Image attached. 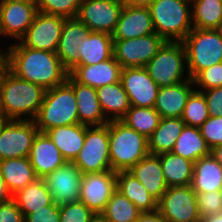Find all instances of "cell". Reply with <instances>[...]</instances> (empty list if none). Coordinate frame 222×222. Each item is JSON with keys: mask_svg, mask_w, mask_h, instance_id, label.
I'll return each mask as SVG.
<instances>
[{"mask_svg": "<svg viewBox=\"0 0 222 222\" xmlns=\"http://www.w3.org/2000/svg\"><path fill=\"white\" fill-rule=\"evenodd\" d=\"M181 118L185 125L198 128L209 118L207 103L201 92L195 89L190 94Z\"/></svg>", "mask_w": 222, "mask_h": 222, "instance_id": "38", "label": "cell"}, {"mask_svg": "<svg viewBox=\"0 0 222 222\" xmlns=\"http://www.w3.org/2000/svg\"><path fill=\"white\" fill-rule=\"evenodd\" d=\"M161 116L154 108L131 106L121 119L128 127L144 135L147 139L159 126Z\"/></svg>", "mask_w": 222, "mask_h": 222, "instance_id": "37", "label": "cell"}, {"mask_svg": "<svg viewBox=\"0 0 222 222\" xmlns=\"http://www.w3.org/2000/svg\"><path fill=\"white\" fill-rule=\"evenodd\" d=\"M142 212L117 189L100 216L107 222H136Z\"/></svg>", "mask_w": 222, "mask_h": 222, "instance_id": "36", "label": "cell"}, {"mask_svg": "<svg viewBox=\"0 0 222 222\" xmlns=\"http://www.w3.org/2000/svg\"><path fill=\"white\" fill-rule=\"evenodd\" d=\"M1 36H4V35H3V33H2L1 24H0V37H1Z\"/></svg>", "mask_w": 222, "mask_h": 222, "instance_id": "56", "label": "cell"}, {"mask_svg": "<svg viewBox=\"0 0 222 222\" xmlns=\"http://www.w3.org/2000/svg\"><path fill=\"white\" fill-rule=\"evenodd\" d=\"M96 93L101 110L109 121L121 120L131 107L121 81L99 87Z\"/></svg>", "mask_w": 222, "mask_h": 222, "instance_id": "29", "label": "cell"}, {"mask_svg": "<svg viewBox=\"0 0 222 222\" xmlns=\"http://www.w3.org/2000/svg\"><path fill=\"white\" fill-rule=\"evenodd\" d=\"M67 162H73L84 145L85 125L71 124L45 132Z\"/></svg>", "mask_w": 222, "mask_h": 222, "instance_id": "26", "label": "cell"}, {"mask_svg": "<svg viewBox=\"0 0 222 222\" xmlns=\"http://www.w3.org/2000/svg\"><path fill=\"white\" fill-rule=\"evenodd\" d=\"M45 92L43 87L19 78L6 68L0 73V116L7 120H34Z\"/></svg>", "mask_w": 222, "mask_h": 222, "instance_id": "2", "label": "cell"}, {"mask_svg": "<svg viewBox=\"0 0 222 222\" xmlns=\"http://www.w3.org/2000/svg\"><path fill=\"white\" fill-rule=\"evenodd\" d=\"M65 17L37 12L20 42L31 49L57 52Z\"/></svg>", "mask_w": 222, "mask_h": 222, "instance_id": "13", "label": "cell"}, {"mask_svg": "<svg viewBox=\"0 0 222 222\" xmlns=\"http://www.w3.org/2000/svg\"><path fill=\"white\" fill-rule=\"evenodd\" d=\"M12 199L24 216L42 209V207L54 204L52 194L48 190L43 178H38L17 191L12 195Z\"/></svg>", "mask_w": 222, "mask_h": 222, "instance_id": "32", "label": "cell"}, {"mask_svg": "<svg viewBox=\"0 0 222 222\" xmlns=\"http://www.w3.org/2000/svg\"><path fill=\"white\" fill-rule=\"evenodd\" d=\"M191 0H153L149 5L155 33L165 41L182 42L193 29Z\"/></svg>", "mask_w": 222, "mask_h": 222, "instance_id": "4", "label": "cell"}, {"mask_svg": "<svg viewBox=\"0 0 222 222\" xmlns=\"http://www.w3.org/2000/svg\"><path fill=\"white\" fill-rule=\"evenodd\" d=\"M36 4L0 0V24L3 35L20 41L38 12Z\"/></svg>", "mask_w": 222, "mask_h": 222, "instance_id": "17", "label": "cell"}, {"mask_svg": "<svg viewBox=\"0 0 222 222\" xmlns=\"http://www.w3.org/2000/svg\"><path fill=\"white\" fill-rule=\"evenodd\" d=\"M25 222H60L59 205L54 203L27 214Z\"/></svg>", "mask_w": 222, "mask_h": 222, "instance_id": "44", "label": "cell"}, {"mask_svg": "<svg viewBox=\"0 0 222 222\" xmlns=\"http://www.w3.org/2000/svg\"><path fill=\"white\" fill-rule=\"evenodd\" d=\"M124 6L149 7L153 0H121Z\"/></svg>", "mask_w": 222, "mask_h": 222, "instance_id": "48", "label": "cell"}, {"mask_svg": "<svg viewBox=\"0 0 222 222\" xmlns=\"http://www.w3.org/2000/svg\"><path fill=\"white\" fill-rule=\"evenodd\" d=\"M81 0H37V10L50 15L76 18Z\"/></svg>", "mask_w": 222, "mask_h": 222, "instance_id": "39", "label": "cell"}, {"mask_svg": "<svg viewBox=\"0 0 222 222\" xmlns=\"http://www.w3.org/2000/svg\"><path fill=\"white\" fill-rule=\"evenodd\" d=\"M60 222H91L96 214L81 201L59 205Z\"/></svg>", "mask_w": 222, "mask_h": 222, "instance_id": "40", "label": "cell"}, {"mask_svg": "<svg viewBox=\"0 0 222 222\" xmlns=\"http://www.w3.org/2000/svg\"><path fill=\"white\" fill-rule=\"evenodd\" d=\"M129 172L132 173L157 200L162 197L168 188L161 168L160 154H148L134 165Z\"/></svg>", "mask_w": 222, "mask_h": 222, "instance_id": "24", "label": "cell"}, {"mask_svg": "<svg viewBox=\"0 0 222 222\" xmlns=\"http://www.w3.org/2000/svg\"><path fill=\"white\" fill-rule=\"evenodd\" d=\"M0 173L11 195L38 179L29 157L1 160Z\"/></svg>", "mask_w": 222, "mask_h": 222, "instance_id": "25", "label": "cell"}, {"mask_svg": "<svg viewBox=\"0 0 222 222\" xmlns=\"http://www.w3.org/2000/svg\"><path fill=\"white\" fill-rule=\"evenodd\" d=\"M182 43L191 79L200 71L222 62V37L217 29L193 28Z\"/></svg>", "mask_w": 222, "mask_h": 222, "instance_id": "6", "label": "cell"}, {"mask_svg": "<svg viewBox=\"0 0 222 222\" xmlns=\"http://www.w3.org/2000/svg\"><path fill=\"white\" fill-rule=\"evenodd\" d=\"M122 67L112 56L103 62L89 66H76L69 75L78 83L92 88H99L104 85L120 81Z\"/></svg>", "mask_w": 222, "mask_h": 222, "instance_id": "20", "label": "cell"}, {"mask_svg": "<svg viewBox=\"0 0 222 222\" xmlns=\"http://www.w3.org/2000/svg\"><path fill=\"white\" fill-rule=\"evenodd\" d=\"M116 190V172L107 170L82 175L79 201L96 215H100Z\"/></svg>", "mask_w": 222, "mask_h": 222, "instance_id": "14", "label": "cell"}, {"mask_svg": "<svg viewBox=\"0 0 222 222\" xmlns=\"http://www.w3.org/2000/svg\"><path fill=\"white\" fill-rule=\"evenodd\" d=\"M184 126L181 117L161 118L159 126L148 138L149 154L171 152Z\"/></svg>", "mask_w": 222, "mask_h": 222, "instance_id": "31", "label": "cell"}, {"mask_svg": "<svg viewBox=\"0 0 222 222\" xmlns=\"http://www.w3.org/2000/svg\"><path fill=\"white\" fill-rule=\"evenodd\" d=\"M28 157L38 178H44L67 162L58 147L43 132L37 133Z\"/></svg>", "mask_w": 222, "mask_h": 222, "instance_id": "21", "label": "cell"}, {"mask_svg": "<svg viewBox=\"0 0 222 222\" xmlns=\"http://www.w3.org/2000/svg\"><path fill=\"white\" fill-rule=\"evenodd\" d=\"M120 81L128 94L131 106L154 107L160 87L150 77L145 67L122 68Z\"/></svg>", "mask_w": 222, "mask_h": 222, "instance_id": "15", "label": "cell"}, {"mask_svg": "<svg viewBox=\"0 0 222 222\" xmlns=\"http://www.w3.org/2000/svg\"><path fill=\"white\" fill-rule=\"evenodd\" d=\"M11 1H16L21 3H37V0H11Z\"/></svg>", "mask_w": 222, "mask_h": 222, "instance_id": "54", "label": "cell"}, {"mask_svg": "<svg viewBox=\"0 0 222 222\" xmlns=\"http://www.w3.org/2000/svg\"><path fill=\"white\" fill-rule=\"evenodd\" d=\"M0 222H25V216L12 198L0 203Z\"/></svg>", "mask_w": 222, "mask_h": 222, "instance_id": "46", "label": "cell"}, {"mask_svg": "<svg viewBox=\"0 0 222 222\" xmlns=\"http://www.w3.org/2000/svg\"><path fill=\"white\" fill-rule=\"evenodd\" d=\"M80 65H92L110 59L113 56L112 35L91 31L81 44L78 45Z\"/></svg>", "mask_w": 222, "mask_h": 222, "instance_id": "30", "label": "cell"}, {"mask_svg": "<svg viewBox=\"0 0 222 222\" xmlns=\"http://www.w3.org/2000/svg\"><path fill=\"white\" fill-rule=\"evenodd\" d=\"M161 168L168 187L188 186L192 183L194 162L172 152L160 154Z\"/></svg>", "mask_w": 222, "mask_h": 222, "instance_id": "33", "label": "cell"}, {"mask_svg": "<svg viewBox=\"0 0 222 222\" xmlns=\"http://www.w3.org/2000/svg\"><path fill=\"white\" fill-rule=\"evenodd\" d=\"M155 33L148 7L123 6L113 39H130Z\"/></svg>", "mask_w": 222, "mask_h": 222, "instance_id": "19", "label": "cell"}, {"mask_svg": "<svg viewBox=\"0 0 222 222\" xmlns=\"http://www.w3.org/2000/svg\"><path fill=\"white\" fill-rule=\"evenodd\" d=\"M192 85L193 80L188 79L169 87H160L153 108L161 118L181 117L188 97L195 90L191 89Z\"/></svg>", "mask_w": 222, "mask_h": 222, "instance_id": "23", "label": "cell"}, {"mask_svg": "<svg viewBox=\"0 0 222 222\" xmlns=\"http://www.w3.org/2000/svg\"><path fill=\"white\" fill-rule=\"evenodd\" d=\"M116 189L142 212H154L158 200L129 171L116 172Z\"/></svg>", "mask_w": 222, "mask_h": 222, "instance_id": "28", "label": "cell"}, {"mask_svg": "<svg viewBox=\"0 0 222 222\" xmlns=\"http://www.w3.org/2000/svg\"><path fill=\"white\" fill-rule=\"evenodd\" d=\"M196 194L200 217L222 212V190Z\"/></svg>", "mask_w": 222, "mask_h": 222, "instance_id": "43", "label": "cell"}, {"mask_svg": "<svg viewBox=\"0 0 222 222\" xmlns=\"http://www.w3.org/2000/svg\"><path fill=\"white\" fill-rule=\"evenodd\" d=\"M217 31L219 32L220 36L222 37V22L218 26Z\"/></svg>", "mask_w": 222, "mask_h": 222, "instance_id": "55", "label": "cell"}, {"mask_svg": "<svg viewBox=\"0 0 222 222\" xmlns=\"http://www.w3.org/2000/svg\"><path fill=\"white\" fill-rule=\"evenodd\" d=\"M171 152L196 162L201 157L209 155L211 150L207 146L198 127L185 125Z\"/></svg>", "mask_w": 222, "mask_h": 222, "instance_id": "34", "label": "cell"}, {"mask_svg": "<svg viewBox=\"0 0 222 222\" xmlns=\"http://www.w3.org/2000/svg\"><path fill=\"white\" fill-rule=\"evenodd\" d=\"M185 64L187 59L183 43L166 41L145 68L159 87H169L191 79L188 73L184 74Z\"/></svg>", "mask_w": 222, "mask_h": 222, "instance_id": "7", "label": "cell"}, {"mask_svg": "<svg viewBox=\"0 0 222 222\" xmlns=\"http://www.w3.org/2000/svg\"><path fill=\"white\" fill-rule=\"evenodd\" d=\"M7 52V68L25 81L48 90L67 80L69 72L56 52L31 49L21 42L11 44Z\"/></svg>", "mask_w": 222, "mask_h": 222, "instance_id": "1", "label": "cell"}, {"mask_svg": "<svg viewBox=\"0 0 222 222\" xmlns=\"http://www.w3.org/2000/svg\"><path fill=\"white\" fill-rule=\"evenodd\" d=\"M3 120H4V119L0 116V124L2 123Z\"/></svg>", "mask_w": 222, "mask_h": 222, "instance_id": "57", "label": "cell"}, {"mask_svg": "<svg viewBox=\"0 0 222 222\" xmlns=\"http://www.w3.org/2000/svg\"><path fill=\"white\" fill-rule=\"evenodd\" d=\"M201 93L206 100L209 117L222 116V86Z\"/></svg>", "mask_w": 222, "mask_h": 222, "instance_id": "45", "label": "cell"}, {"mask_svg": "<svg viewBox=\"0 0 222 222\" xmlns=\"http://www.w3.org/2000/svg\"><path fill=\"white\" fill-rule=\"evenodd\" d=\"M76 97L79 123L86 126H103L107 120L101 110L96 89L76 82L70 75L66 80Z\"/></svg>", "mask_w": 222, "mask_h": 222, "instance_id": "22", "label": "cell"}, {"mask_svg": "<svg viewBox=\"0 0 222 222\" xmlns=\"http://www.w3.org/2000/svg\"><path fill=\"white\" fill-rule=\"evenodd\" d=\"M91 222H107L100 215H96L95 218Z\"/></svg>", "mask_w": 222, "mask_h": 222, "instance_id": "53", "label": "cell"}, {"mask_svg": "<svg viewBox=\"0 0 222 222\" xmlns=\"http://www.w3.org/2000/svg\"><path fill=\"white\" fill-rule=\"evenodd\" d=\"M39 132L34 120H7L0 124V161L28 157Z\"/></svg>", "mask_w": 222, "mask_h": 222, "instance_id": "9", "label": "cell"}, {"mask_svg": "<svg viewBox=\"0 0 222 222\" xmlns=\"http://www.w3.org/2000/svg\"><path fill=\"white\" fill-rule=\"evenodd\" d=\"M123 6L121 0H81L76 18L93 32L112 35Z\"/></svg>", "mask_w": 222, "mask_h": 222, "instance_id": "12", "label": "cell"}, {"mask_svg": "<svg viewBox=\"0 0 222 222\" xmlns=\"http://www.w3.org/2000/svg\"><path fill=\"white\" fill-rule=\"evenodd\" d=\"M73 163L82 174L112 170L109 157V127L86 126L84 145Z\"/></svg>", "mask_w": 222, "mask_h": 222, "instance_id": "8", "label": "cell"}, {"mask_svg": "<svg viewBox=\"0 0 222 222\" xmlns=\"http://www.w3.org/2000/svg\"><path fill=\"white\" fill-rule=\"evenodd\" d=\"M211 154L222 165V145H219L211 150Z\"/></svg>", "mask_w": 222, "mask_h": 222, "instance_id": "52", "label": "cell"}, {"mask_svg": "<svg viewBox=\"0 0 222 222\" xmlns=\"http://www.w3.org/2000/svg\"><path fill=\"white\" fill-rule=\"evenodd\" d=\"M195 86H201L196 91L202 92L222 86V62L200 71L193 79Z\"/></svg>", "mask_w": 222, "mask_h": 222, "instance_id": "41", "label": "cell"}, {"mask_svg": "<svg viewBox=\"0 0 222 222\" xmlns=\"http://www.w3.org/2000/svg\"><path fill=\"white\" fill-rule=\"evenodd\" d=\"M136 222H168L158 211L141 213Z\"/></svg>", "mask_w": 222, "mask_h": 222, "instance_id": "47", "label": "cell"}, {"mask_svg": "<svg viewBox=\"0 0 222 222\" xmlns=\"http://www.w3.org/2000/svg\"><path fill=\"white\" fill-rule=\"evenodd\" d=\"M109 127V157L112 171H129L148 154V139L121 120H112Z\"/></svg>", "mask_w": 222, "mask_h": 222, "instance_id": "3", "label": "cell"}, {"mask_svg": "<svg viewBox=\"0 0 222 222\" xmlns=\"http://www.w3.org/2000/svg\"><path fill=\"white\" fill-rule=\"evenodd\" d=\"M90 32L91 30L77 18L65 19L56 53L68 72L80 66L78 45L89 36Z\"/></svg>", "mask_w": 222, "mask_h": 222, "instance_id": "18", "label": "cell"}, {"mask_svg": "<svg viewBox=\"0 0 222 222\" xmlns=\"http://www.w3.org/2000/svg\"><path fill=\"white\" fill-rule=\"evenodd\" d=\"M193 28L217 29L222 22V0H191Z\"/></svg>", "mask_w": 222, "mask_h": 222, "instance_id": "35", "label": "cell"}, {"mask_svg": "<svg viewBox=\"0 0 222 222\" xmlns=\"http://www.w3.org/2000/svg\"><path fill=\"white\" fill-rule=\"evenodd\" d=\"M12 198V195L7 190L6 184L3 181L2 175L0 173V203L8 201Z\"/></svg>", "mask_w": 222, "mask_h": 222, "instance_id": "49", "label": "cell"}, {"mask_svg": "<svg viewBox=\"0 0 222 222\" xmlns=\"http://www.w3.org/2000/svg\"><path fill=\"white\" fill-rule=\"evenodd\" d=\"M34 121L39 132L43 133L51 128L79 124L76 97L67 81L46 90Z\"/></svg>", "mask_w": 222, "mask_h": 222, "instance_id": "5", "label": "cell"}, {"mask_svg": "<svg viewBox=\"0 0 222 222\" xmlns=\"http://www.w3.org/2000/svg\"><path fill=\"white\" fill-rule=\"evenodd\" d=\"M199 129L210 150L222 145V116L209 117Z\"/></svg>", "mask_w": 222, "mask_h": 222, "instance_id": "42", "label": "cell"}, {"mask_svg": "<svg viewBox=\"0 0 222 222\" xmlns=\"http://www.w3.org/2000/svg\"><path fill=\"white\" fill-rule=\"evenodd\" d=\"M165 42L157 33L130 39H113V57L122 68L145 67Z\"/></svg>", "mask_w": 222, "mask_h": 222, "instance_id": "10", "label": "cell"}, {"mask_svg": "<svg viewBox=\"0 0 222 222\" xmlns=\"http://www.w3.org/2000/svg\"><path fill=\"white\" fill-rule=\"evenodd\" d=\"M82 173L73 162H66L43 180L57 205L79 201Z\"/></svg>", "mask_w": 222, "mask_h": 222, "instance_id": "16", "label": "cell"}, {"mask_svg": "<svg viewBox=\"0 0 222 222\" xmlns=\"http://www.w3.org/2000/svg\"><path fill=\"white\" fill-rule=\"evenodd\" d=\"M198 222H222V212L211 216L200 217Z\"/></svg>", "mask_w": 222, "mask_h": 222, "instance_id": "50", "label": "cell"}, {"mask_svg": "<svg viewBox=\"0 0 222 222\" xmlns=\"http://www.w3.org/2000/svg\"><path fill=\"white\" fill-rule=\"evenodd\" d=\"M157 211L168 222H193L200 219L197 194L191 185L168 187L158 200Z\"/></svg>", "mask_w": 222, "mask_h": 222, "instance_id": "11", "label": "cell"}, {"mask_svg": "<svg viewBox=\"0 0 222 222\" xmlns=\"http://www.w3.org/2000/svg\"><path fill=\"white\" fill-rule=\"evenodd\" d=\"M191 187L196 193L222 190V165L211 153L194 162Z\"/></svg>", "mask_w": 222, "mask_h": 222, "instance_id": "27", "label": "cell"}, {"mask_svg": "<svg viewBox=\"0 0 222 222\" xmlns=\"http://www.w3.org/2000/svg\"><path fill=\"white\" fill-rule=\"evenodd\" d=\"M8 52L0 51V73H2L7 68Z\"/></svg>", "mask_w": 222, "mask_h": 222, "instance_id": "51", "label": "cell"}]
</instances>
